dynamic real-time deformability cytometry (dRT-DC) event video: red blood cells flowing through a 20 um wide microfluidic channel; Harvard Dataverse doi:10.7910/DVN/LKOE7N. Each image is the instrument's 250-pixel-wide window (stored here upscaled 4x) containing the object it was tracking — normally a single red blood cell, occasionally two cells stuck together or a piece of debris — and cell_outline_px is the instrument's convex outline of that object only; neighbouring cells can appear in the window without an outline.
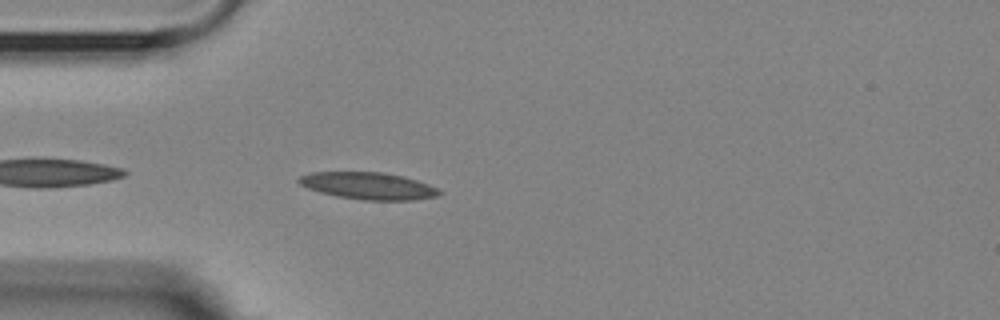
{"species": "Egyptian fruit bat (a non-hibernating species)", "species_latin": "Rousettus aegyptiacus", "temperature_condition": "room temperature", "stored_images_in_passage": 43, "camera_frame_rate_fps": 3000, "um_per_image_px": 0.085, "animal": {"sex": "female"}, "frame": {"image": 1, "passage_image": 3, "time_ms": 0.667, "image_size_px": [1000, 320], "cell_outline_px": [[444, 192], [436, 196], [412, 200], [364, 200], [336, 196], [320, 192], [308, 188], [300, 184], [296, 180], [300, 176], [312, 172], [384, 172], [404, 176], [428, 184]], "centroid_in_image_um": [31.3, 15.79], "position_along_channel_um": 53.7, "area_um2": 22.08}}
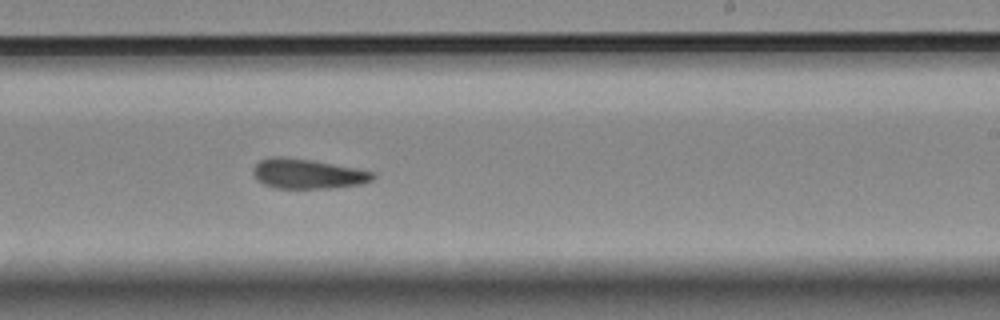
{"frame": {"image": 2, "passage_image": 21, "time_ms": 6.667, "image_size_px": [1000, 320], "cell_outline_px": [[376, 176], [372, 180], [360, 184], [332, 188], [276, 188], [264, 184], [256, 180], [252, 172], [252, 168], [260, 160], [272, 156], [280, 156], [312, 160], [356, 168], [376, 172]], "centroid_in_image_um": [26.14, 14.77], "position_along_channel_um": 262.9, "area_um2": 20.92}}
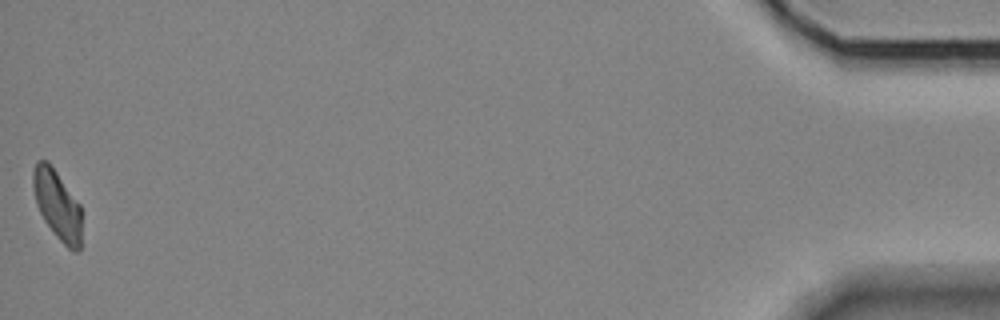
{"frame": {"image": 3, "passage_image": 43, "time_ms": 14.0, "image_size_px": [1000, 320], "cell_outline_px": [[80, 248], [76, 252], [68, 248], [56, 236], [44, 220], [36, 204], [32, 184], [32, 172], [36, 160], [48, 160], [80, 204]], "centroid_in_image_um": [4.84, 17.36], "position_along_channel_um": 430.4, "area_um2": 19.54}, "authors_computed_cell_mechanics": {"area_um2": 20.7502, "velocity_mm_per_s": 3.5792, "shape_relaxation_time_tau1_ms": 5.3852, "shape_relaxation_time_tau2_ms": 3.7943, "deformation_change_tau1": 0.1405, "deformation_change_tau2": 0.1156}}